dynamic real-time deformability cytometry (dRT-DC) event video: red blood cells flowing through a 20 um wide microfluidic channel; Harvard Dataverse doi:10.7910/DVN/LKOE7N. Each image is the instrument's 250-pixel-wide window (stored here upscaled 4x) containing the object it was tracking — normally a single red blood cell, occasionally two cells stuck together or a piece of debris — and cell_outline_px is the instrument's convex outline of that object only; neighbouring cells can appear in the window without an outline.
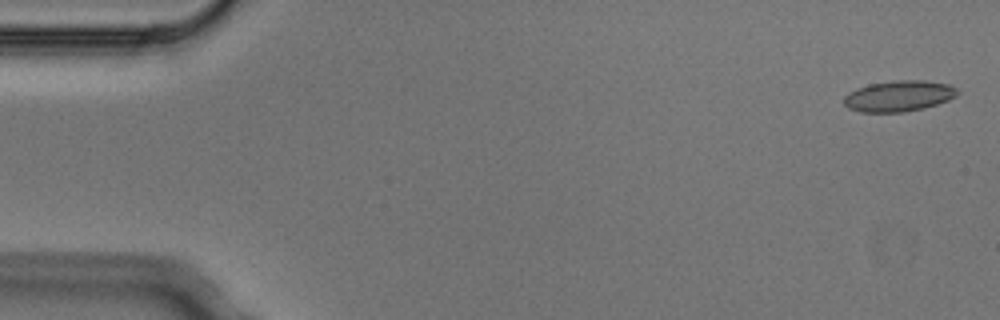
{"species": "Egyptian fruit bat (a non-hibernating species)", "species_latin": "Rousettus aegyptiacus", "temperature_condition": "cold", "stored_images_in_passage": 4, "camera_frame_rate_fps": 3000, "um_per_image_px": 0.085, "animal": {"sex": "male"}, "frame": {"image": 1, "passage_image": 1, "time_ms": 0.0, "image_size_px": [1000, 320], "cell_outline_px": [[960, 92], [956, 96], [948, 100], [924, 108], [904, 112], [860, 112], [848, 108], [844, 104], [844, 96], [848, 92], [856, 88], [868, 84], [892, 80], [924, 80], [948, 84], [956, 88]], "centroid_in_image_um": [76.38, 8.15], "position_along_channel_um": 8.6, "area_um2": 20.63}}